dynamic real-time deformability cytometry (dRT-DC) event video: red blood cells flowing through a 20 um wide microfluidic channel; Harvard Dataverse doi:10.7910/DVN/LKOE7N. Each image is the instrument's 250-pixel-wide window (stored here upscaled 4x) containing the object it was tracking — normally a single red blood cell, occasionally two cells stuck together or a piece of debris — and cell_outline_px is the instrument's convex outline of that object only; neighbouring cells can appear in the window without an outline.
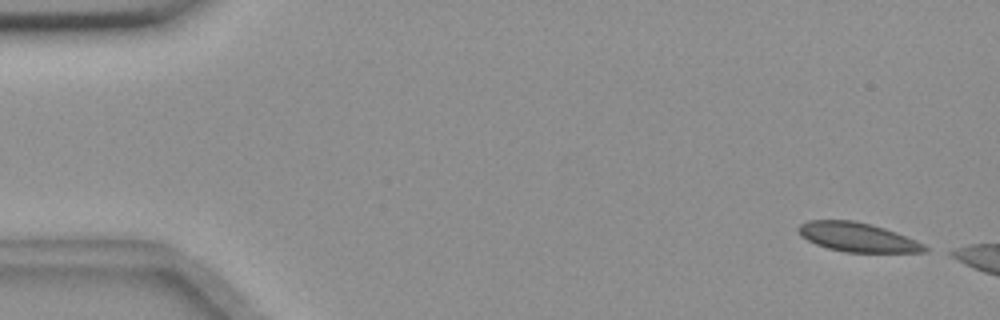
{"species": "common noctule bat (a hibernating species)", "species_latin": "Nyctalus noctula", "temperature_condition": "room temperature", "stored_images_in_passage": 7, "camera_frame_rate_fps": 3000, "um_per_image_px": 0.085, "animal": {"sex": "female", "body_mass_g": 18.4}, "frame": {"image": 1, "passage_image": 2, "time_ms": 0.333, "image_size_px": [1000, 320], "cell_outline_px": [[928, 252], [844, 252], [828, 248], [816, 244], [800, 236], [796, 228], [800, 224], [808, 220], [856, 220], [872, 224], [896, 232], [916, 240], [924, 244], [928, 248]], "centroid_in_image_um": [72.87, 20.15], "position_along_channel_um": 12.1, "area_um2": 21.56}}